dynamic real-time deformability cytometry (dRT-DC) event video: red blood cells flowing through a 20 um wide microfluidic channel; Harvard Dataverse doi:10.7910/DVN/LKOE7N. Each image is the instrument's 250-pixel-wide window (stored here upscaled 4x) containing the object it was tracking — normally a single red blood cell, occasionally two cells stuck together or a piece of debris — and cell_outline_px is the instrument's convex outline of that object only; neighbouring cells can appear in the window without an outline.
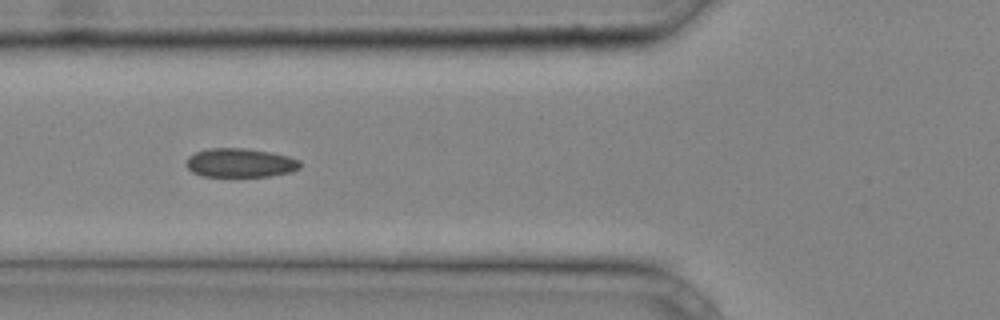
{"species": "common noctule bat (a hibernating species)", "species_latin": "Nyctalus noctula", "temperature_condition": "cold", "stored_images_in_passage": 26, "camera_frame_rate_fps": 3000, "um_per_image_px": 0.085, "animal": {"sex": "male", "body_mass_g": 20.4}, "frame": {"image": 1, "passage_image": 11, "time_ms": 3.333, "image_size_px": [1000, 320], "cell_outline_px": [[300, 168], [292, 172], [268, 176], [200, 176], [192, 172], [184, 164], [188, 156], [196, 152], [208, 148], [244, 148], [272, 152], [288, 156], [300, 160]], "centroid_in_image_um": [20.4, 13.84], "position_along_channel_um": 105.4, "area_um2": 19.36}}